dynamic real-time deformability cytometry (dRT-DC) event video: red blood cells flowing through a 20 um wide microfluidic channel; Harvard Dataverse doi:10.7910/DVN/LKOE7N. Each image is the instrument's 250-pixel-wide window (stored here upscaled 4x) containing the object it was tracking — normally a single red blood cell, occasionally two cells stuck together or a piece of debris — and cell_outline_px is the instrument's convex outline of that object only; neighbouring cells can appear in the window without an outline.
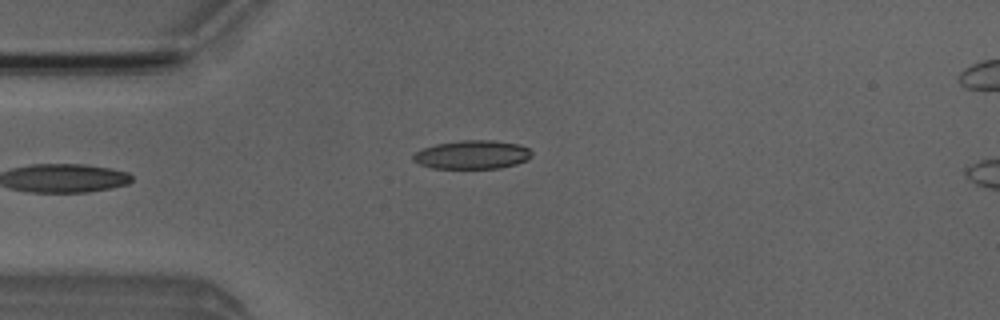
{"species": "Egyptian fruit bat (a non-hibernating species)", "species_latin": "Rousettus aegyptiacus", "temperature_condition": "room temperature", "stored_images_in_passage": 7, "camera_frame_rate_fps": 3000, "um_per_image_px": 0.085, "animal": {"sex": "male"}, "frame": {"image": 1, "passage_image": 5, "time_ms": 4.667, "image_size_px": [1000, 320], "cell_outline_px": [[532, 156], [528, 160], [516, 164], [500, 168], [432, 168], [420, 164], [412, 160], [412, 156], [416, 152], [424, 148], [436, 144], [460, 140], [496, 140], [520, 144], [528, 148], [532, 152]], "centroid_in_image_um": [40.17, 13.14], "position_along_channel_um": 44.8, "area_um2": 19.88}}